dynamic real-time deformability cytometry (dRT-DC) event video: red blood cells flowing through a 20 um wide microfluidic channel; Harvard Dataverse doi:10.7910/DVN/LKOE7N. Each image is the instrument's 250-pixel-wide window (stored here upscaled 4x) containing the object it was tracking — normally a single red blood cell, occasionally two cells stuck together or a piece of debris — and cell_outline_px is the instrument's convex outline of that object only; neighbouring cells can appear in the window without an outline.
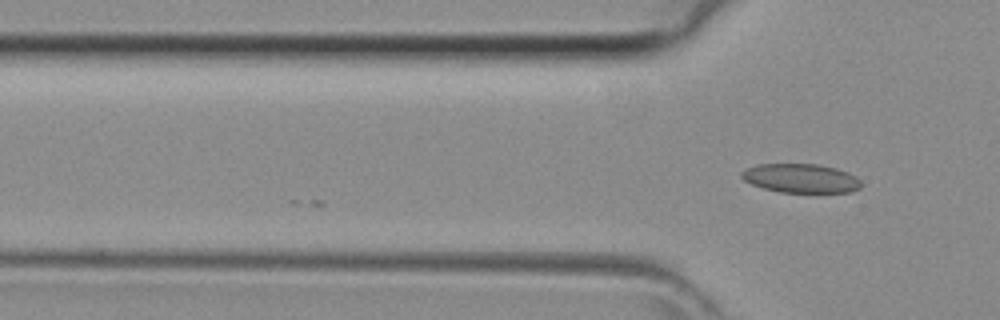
{"species": "common noctule bat (a hibernating species)", "species_latin": "Nyctalus noctula", "temperature_condition": "room temperature", "stored_images_in_passage": 13, "camera_frame_rate_fps": 3000, "um_per_image_px": 0.085, "animal": {"sex": "female", "body_mass_g": 29.2, "forearm_length_mm": 56.3}, "frame": {"image": 1, "passage_image": 13, "time_ms": 4.0, "image_size_px": [1000, 320], "cell_outline_px": [[860, 188], [852, 192], [780, 192], [764, 188], [752, 184], [744, 180], [740, 176], [740, 172], [744, 168], [756, 164], [816, 164], [836, 168], [848, 172], [856, 176], [860, 180]], "centroid_in_image_um": [68.05, 15.14], "position_along_channel_um": 57.8, "area_um2": 20.29}}